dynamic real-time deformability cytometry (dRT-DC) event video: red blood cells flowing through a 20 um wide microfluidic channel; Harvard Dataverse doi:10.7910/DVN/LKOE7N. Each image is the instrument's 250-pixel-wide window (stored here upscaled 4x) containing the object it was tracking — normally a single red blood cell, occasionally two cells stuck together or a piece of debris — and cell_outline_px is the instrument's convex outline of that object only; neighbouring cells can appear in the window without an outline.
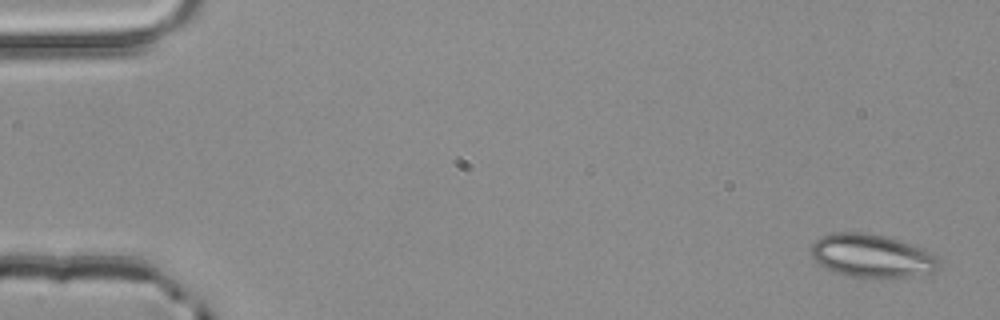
{"species": "common noctule bat (a hibernating species)", "species_latin": "Nyctalus noctula", "temperature_condition": "room temperature", "stored_images_in_passage": 3, "camera_frame_rate_fps": 3000, "um_per_image_px": 0.085, "animal": {"sex": "male", "body_mass_g": 20.4}, "frame": {"image": 1, "passage_image": 1, "time_ms": 0.0, "image_size_px": [1000, 320], "cell_outline_px": [[940, 268], [936, 272], [912, 276], [880, 280], [848, 276], [832, 272], [824, 268], [812, 256], [812, 244], [816, 240], [824, 236], [836, 232], [864, 232], [884, 236], [932, 252], [940, 260]], "centroid_in_image_um": [74.14, 21.8], "position_along_channel_um": 10.9, "area_um2": 32.66}}